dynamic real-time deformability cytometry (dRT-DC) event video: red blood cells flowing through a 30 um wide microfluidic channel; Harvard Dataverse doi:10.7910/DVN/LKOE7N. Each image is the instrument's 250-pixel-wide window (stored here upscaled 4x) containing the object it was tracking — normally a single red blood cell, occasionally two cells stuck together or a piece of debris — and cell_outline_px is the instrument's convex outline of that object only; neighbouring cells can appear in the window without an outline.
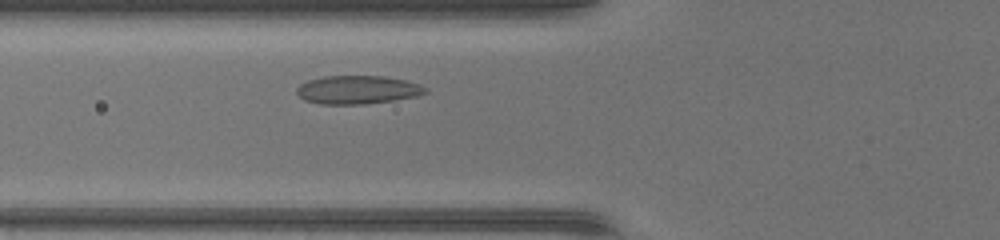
{"species": "common noctule bat (a hibernating species)", "species_latin": "Nyctalus noctula", "temperature_condition": "warm", "stored_images_in_passage": 29, "camera_frame_rate_fps": 3000, "um_per_image_px": 0.085, "animal": {"sex": "female", "body_mass_g": 17.0, "forearm_length_mm": 48.0}, "frame": {"image": 1, "passage_image": 6, "time_ms": 1.667, "image_size_px": [1000, 240], "cell_outline_px": [[428, 92], [416, 96], [396, 100], [364, 104], [320, 104], [304, 100], [296, 92], [296, 88], [300, 84], [308, 80], [324, 76], [384, 76], [404, 80], [420, 84], [428, 88]], "centroid_in_image_um": [30.4, 7.63], "position_along_channel_um": 95.4, "area_um2": 21.39}}
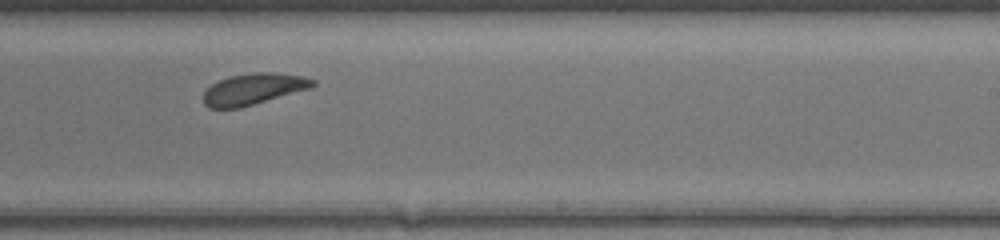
{"frame": {"image": 2, "passage_image": 18, "time_ms": 5.667, "image_size_px": [1000, 240], "cell_outline_px": [[316, 84], [312, 88], [240, 108], [208, 108], [204, 104], [204, 92], [212, 84], [228, 76], [256, 72], [276, 72], [304, 76], [316, 80]], "centroid_in_image_um": [21.59, 7.56], "position_along_channel_um": 267.4, "area_um2": 20.06}}
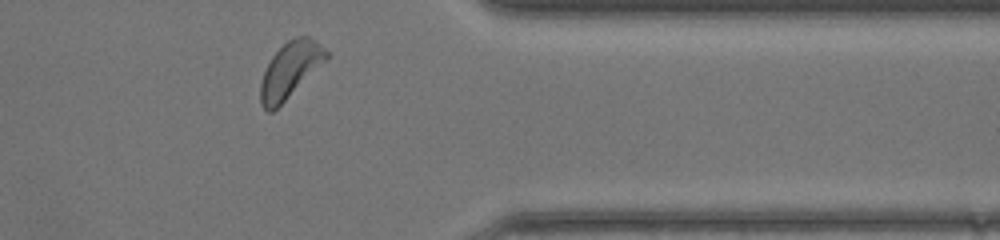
{"frame": {"image": 3, "passage_image": 27, "time_ms": 8.667, "image_size_px": [1000, 240], "cell_outline_px": [[328, 60], [272, 112], [268, 112], [260, 104], [260, 84], [264, 72], [272, 56], [288, 40], [296, 36], [308, 36], [316, 40], [328, 52]], "centroid_in_image_um": [24.68, 5.94], "position_along_channel_um": 386.7, "area_um2": 21.27}, "authors_computed_cell_mechanics": {"area_um2": 20.2878, "velocity_mm_per_s": 4.3216, "shape_relaxation_time_tau1_ms": 2.9954, "shape_relaxation_time_tau2_ms": null, "deformation_change_tau1": 0.1065, "deformation_change_tau2": null}}